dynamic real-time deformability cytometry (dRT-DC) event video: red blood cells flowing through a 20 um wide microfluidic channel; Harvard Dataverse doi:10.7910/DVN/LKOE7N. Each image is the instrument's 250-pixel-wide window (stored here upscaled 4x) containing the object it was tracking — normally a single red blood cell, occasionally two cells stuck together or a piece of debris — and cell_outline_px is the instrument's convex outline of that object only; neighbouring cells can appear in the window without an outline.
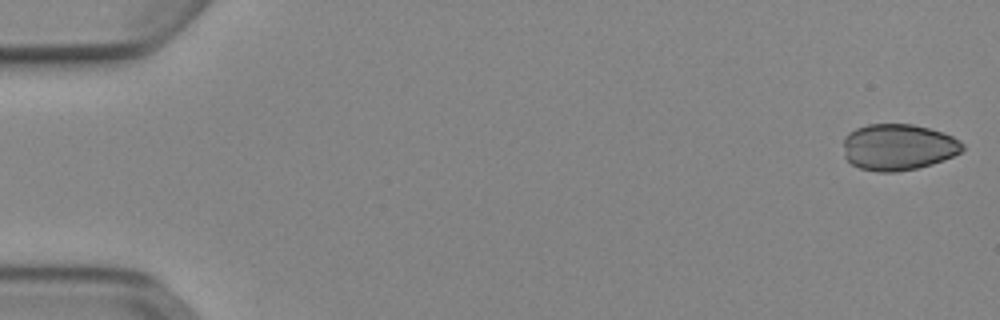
{"species": "Egyptian fruit bat (a non-hibernating species)", "species_latin": "Rousettus aegyptiacus", "temperature_condition": "cold", "stored_images_in_passage": 51, "camera_frame_rate_fps": 3000, "um_per_image_px": 0.085, "animal": {"sex": "female"}, "frame": {"image": 1, "passage_image": 1, "time_ms": 0.0, "image_size_px": [1000, 320], "cell_outline_px": [[964, 148], [960, 152], [952, 156], [932, 164], [916, 168], [896, 172], [880, 172], [860, 168], [852, 164], [844, 156], [844, 136], [848, 132], [856, 128], [868, 124], [912, 124], [928, 128], [952, 136], [960, 140], [964, 144]], "centroid_in_image_um": [76.32, 12.5], "position_along_channel_um": 8.7, "area_um2": 32.14}}
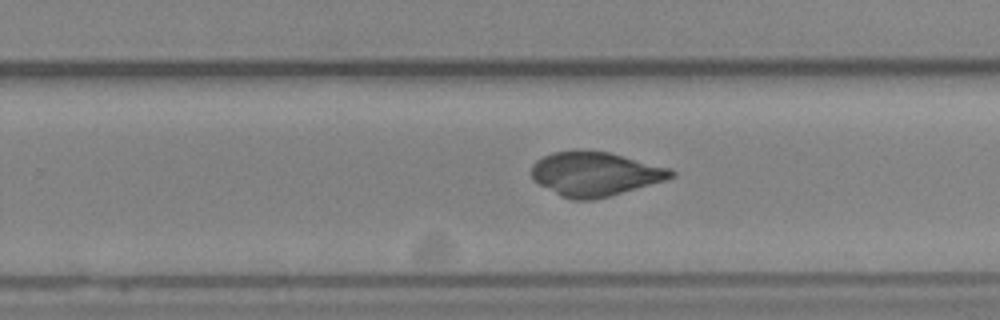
{"frame": {"image": 2, "passage_image": 33, "time_ms": 10.667, "image_size_px": [1000, 320], "cell_outline_px": [[676, 176], [664, 180], [608, 196], [592, 200], [572, 200], [560, 196], [532, 180], [532, 164], [536, 160], [552, 152], [576, 148], [608, 152], [672, 168], [676, 172]], "centroid_in_image_um": [50.55, 14.76], "position_along_channel_um": 279.3, "area_um2": 36.18}}
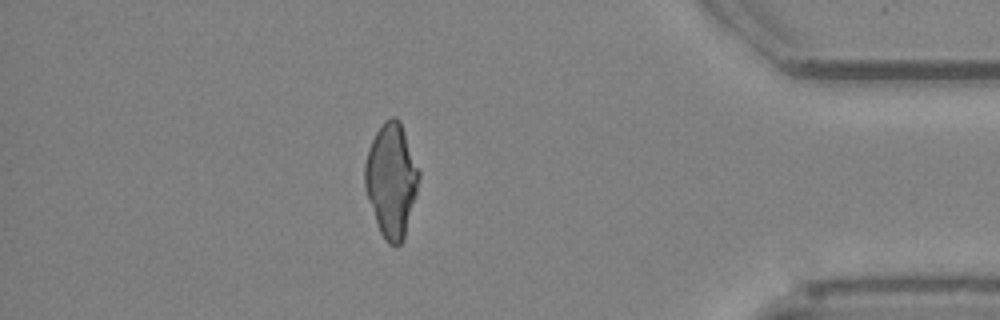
{"frame": {"image": 3, "passage_image": 45, "time_ms": 14.667, "image_size_px": [1000, 320], "cell_outline_px": [[420, 176], [404, 240], [396, 248], [388, 244], [384, 240], [380, 232], [368, 200], [364, 188], [364, 164], [368, 148], [376, 132], [384, 120], [392, 116], [396, 116], [400, 120], [420, 172]], "centroid_in_image_um": [33.25, 15.32], "position_along_channel_um": 402.0, "area_um2": 35.95}}